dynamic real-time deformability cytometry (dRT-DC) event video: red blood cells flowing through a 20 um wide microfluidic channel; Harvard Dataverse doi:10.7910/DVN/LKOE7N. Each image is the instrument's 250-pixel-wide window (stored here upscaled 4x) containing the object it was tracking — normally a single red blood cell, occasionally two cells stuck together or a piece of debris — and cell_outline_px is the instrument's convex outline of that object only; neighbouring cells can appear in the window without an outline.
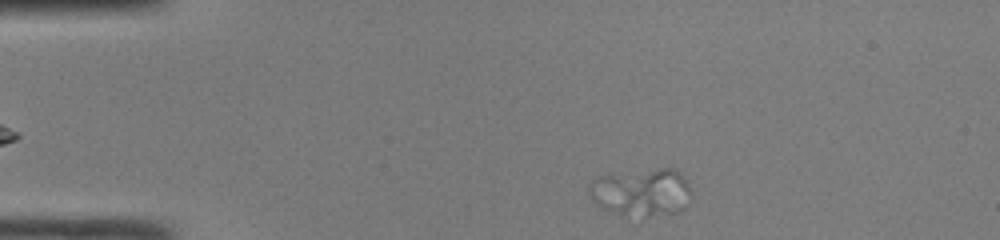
{"species": "common noctule bat (a hibernating species)", "species_latin": "Nyctalus noctula", "temperature_condition": "room temperature", "stored_images_in_passage": 4, "segment_of_instrument_passage": [1, 2], "camera_frame_rate_fps": 3000, "um_per_image_px": 0.085, "animal": {"sex": "male", "body_mass_g": 19.0, "forearm_length_mm": 50.8}, "frame": {"image": 1, "passage_image": 1, "time_ms": 0.0, "image_size_px": [1000, 240], "cell_outline_px": [[688, 204], [680, 212], [648, 216], [644, 216], [620, 212], [604, 208], [596, 204], [592, 200], [588, 188], [592, 180], [600, 176], [660, 168], [676, 168], [680, 172], [688, 184]], "centroid_in_image_um": [54.55, 16.32], "position_along_channel_um": 30.4, "area_um2": 27.69}}